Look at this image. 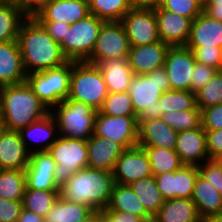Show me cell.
Wrapping results in <instances>:
<instances>
[{
  "label": "cell",
  "instance_id": "cell-1",
  "mask_svg": "<svg viewBox=\"0 0 222 222\" xmlns=\"http://www.w3.org/2000/svg\"><path fill=\"white\" fill-rule=\"evenodd\" d=\"M17 41L27 74L56 68L68 62L60 44L33 16H28L23 21Z\"/></svg>",
  "mask_w": 222,
  "mask_h": 222
},
{
  "label": "cell",
  "instance_id": "cell-2",
  "mask_svg": "<svg viewBox=\"0 0 222 222\" xmlns=\"http://www.w3.org/2000/svg\"><path fill=\"white\" fill-rule=\"evenodd\" d=\"M114 184L113 172L86 167L60 187V196L94 211H103L109 204Z\"/></svg>",
  "mask_w": 222,
  "mask_h": 222
},
{
  "label": "cell",
  "instance_id": "cell-3",
  "mask_svg": "<svg viewBox=\"0 0 222 222\" xmlns=\"http://www.w3.org/2000/svg\"><path fill=\"white\" fill-rule=\"evenodd\" d=\"M49 113L27 82L0 87V115L5 129L19 131Z\"/></svg>",
  "mask_w": 222,
  "mask_h": 222
},
{
  "label": "cell",
  "instance_id": "cell-4",
  "mask_svg": "<svg viewBox=\"0 0 222 222\" xmlns=\"http://www.w3.org/2000/svg\"><path fill=\"white\" fill-rule=\"evenodd\" d=\"M169 90L170 82L164 66L146 75H134L127 92L138 116L137 121L160 118L159 99L163 92Z\"/></svg>",
  "mask_w": 222,
  "mask_h": 222
},
{
  "label": "cell",
  "instance_id": "cell-5",
  "mask_svg": "<svg viewBox=\"0 0 222 222\" xmlns=\"http://www.w3.org/2000/svg\"><path fill=\"white\" fill-rule=\"evenodd\" d=\"M107 96L104 76L96 65L72 61L68 99L81 101L99 111Z\"/></svg>",
  "mask_w": 222,
  "mask_h": 222
},
{
  "label": "cell",
  "instance_id": "cell-6",
  "mask_svg": "<svg viewBox=\"0 0 222 222\" xmlns=\"http://www.w3.org/2000/svg\"><path fill=\"white\" fill-rule=\"evenodd\" d=\"M96 110L77 100L66 99L50 110L63 137L88 140L94 132Z\"/></svg>",
  "mask_w": 222,
  "mask_h": 222
},
{
  "label": "cell",
  "instance_id": "cell-7",
  "mask_svg": "<svg viewBox=\"0 0 222 222\" xmlns=\"http://www.w3.org/2000/svg\"><path fill=\"white\" fill-rule=\"evenodd\" d=\"M72 61L62 66L27 74L26 82L49 110L68 99Z\"/></svg>",
  "mask_w": 222,
  "mask_h": 222
},
{
  "label": "cell",
  "instance_id": "cell-8",
  "mask_svg": "<svg viewBox=\"0 0 222 222\" xmlns=\"http://www.w3.org/2000/svg\"><path fill=\"white\" fill-rule=\"evenodd\" d=\"M48 152L57 164L54 175L59 187H62L74 173L88 167L87 140L59 135Z\"/></svg>",
  "mask_w": 222,
  "mask_h": 222
},
{
  "label": "cell",
  "instance_id": "cell-9",
  "mask_svg": "<svg viewBox=\"0 0 222 222\" xmlns=\"http://www.w3.org/2000/svg\"><path fill=\"white\" fill-rule=\"evenodd\" d=\"M104 22L95 15L89 14L69 26L60 43L61 50L68 61L83 62L91 55Z\"/></svg>",
  "mask_w": 222,
  "mask_h": 222
},
{
  "label": "cell",
  "instance_id": "cell-10",
  "mask_svg": "<svg viewBox=\"0 0 222 222\" xmlns=\"http://www.w3.org/2000/svg\"><path fill=\"white\" fill-rule=\"evenodd\" d=\"M131 45L121 21L104 22L91 55L84 61L96 65L100 60L128 58Z\"/></svg>",
  "mask_w": 222,
  "mask_h": 222
},
{
  "label": "cell",
  "instance_id": "cell-11",
  "mask_svg": "<svg viewBox=\"0 0 222 222\" xmlns=\"http://www.w3.org/2000/svg\"><path fill=\"white\" fill-rule=\"evenodd\" d=\"M138 116H107L100 111L95 118L93 135L108 138L125 149L138 145Z\"/></svg>",
  "mask_w": 222,
  "mask_h": 222
},
{
  "label": "cell",
  "instance_id": "cell-12",
  "mask_svg": "<svg viewBox=\"0 0 222 222\" xmlns=\"http://www.w3.org/2000/svg\"><path fill=\"white\" fill-rule=\"evenodd\" d=\"M121 22L131 46L160 41L155 9L132 8Z\"/></svg>",
  "mask_w": 222,
  "mask_h": 222
},
{
  "label": "cell",
  "instance_id": "cell-13",
  "mask_svg": "<svg viewBox=\"0 0 222 222\" xmlns=\"http://www.w3.org/2000/svg\"><path fill=\"white\" fill-rule=\"evenodd\" d=\"M196 59L186 46L170 47L165 57V70L171 90L191 91L192 72Z\"/></svg>",
  "mask_w": 222,
  "mask_h": 222
},
{
  "label": "cell",
  "instance_id": "cell-14",
  "mask_svg": "<svg viewBox=\"0 0 222 222\" xmlns=\"http://www.w3.org/2000/svg\"><path fill=\"white\" fill-rule=\"evenodd\" d=\"M152 175L148 154L138 145L125 149L117 159L113 170L114 182L122 185H129Z\"/></svg>",
  "mask_w": 222,
  "mask_h": 222
},
{
  "label": "cell",
  "instance_id": "cell-15",
  "mask_svg": "<svg viewBox=\"0 0 222 222\" xmlns=\"http://www.w3.org/2000/svg\"><path fill=\"white\" fill-rule=\"evenodd\" d=\"M56 161L49 152H34L26 167V189L60 191L55 180Z\"/></svg>",
  "mask_w": 222,
  "mask_h": 222
},
{
  "label": "cell",
  "instance_id": "cell-16",
  "mask_svg": "<svg viewBox=\"0 0 222 222\" xmlns=\"http://www.w3.org/2000/svg\"><path fill=\"white\" fill-rule=\"evenodd\" d=\"M155 15L159 39L170 47L186 46L190 37L192 21L159 6L155 8Z\"/></svg>",
  "mask_w": 222,
  "mask_h": 222
},
{
  "label": "cell",
  "instance_id": "cell-17",
  "mask_svg": "<svg viewBox=\"0 0 222 222\" xmlns=\"http://www.w3.org/2000/svg\"><path fill=\"white\" fill-rule=\"evenodd\" d=\"M18 132L30 154L47 152L59 136L56 121L51 113L40 120L32 122Z\"/></svg>",
  "mask_w": 222,
  "mask_h": 222
},
{
  "label": "cell",
  "instance_id": "cell-18",
  "mask_svg": "<svg viewBox=\"0 0 222 222\" xmlns=\"http://www.w3.org/2000/svg\"><path fill=\"white\" fill-rule=\"evenodd\" d=\"M89 14L88 0H47L33 17L38 21H60L72 25Z\"/></svg>",
  "mask_w": 222,
  "mask_h": 222
},
{
  "label": "cell",
  "instance_id": "cell-19",
  "mask_svg": "<svg viewBox=\"0 0 222 222\" xmlns=\"http://www.w3.org/2000/svg\"><path fill=\"white\" fill-rule=\"evenodd\" d=\"M169 48L170 46L161 40L151 44L131 46L128 62L134 75H146L163 67Z\"/></svg>",
  "mask_w": 222,
  "mask_h": 222
},
{
  "label": "cell",
  "instance_id": "cell-20",
  "mask_svg": "<svg viewBox=\"0 0 222 222\" xmlns=\"http://www.w3.org/2000/svg\"><path fill=\"white\" fill-rule=\"evenodd\" d=\"M175 152L185 165L198 166L208 160L206 133L202 126L179 132Z\"/></svg>",
  "mask_w": 222,
  "mask_h": 222
},
{
  "label": "cell",
  "instance_id": "cell-21",
  "mask_svg": "<svg viewBox=\"0 0 222 222\" xmlns=\"http://www.w3.org/2000/svg\"><path fill=\"white\" fill-rule=\"evenodd\" d=\"M178 132L160 118L138 121V146L175 150Z\"/></svg>",
  "mask_w": 222,
  "mask_h": 222
},
{
  "label": "cell",
  "instance_id": "cell-22",
  "mask_svg": "<svg viewBox=\"0 0 222 222\" xmlns=\"http://www.w3.org/2000/svg\"><path fill=\"white\" fill-rule=\"evenodd\" d=\"M30 153L18 131L3 129L0 133V165L2 169L25 170Z\"/></svg>",
  "mask_w": 222,
  "mask_h": 222
},
{
  "label": "cell",
  "instance_id": "cell-23",
  "mask_svg": "<svg viewBox=\"0 0 222 222\" xmlns=\"http://www.w3.org/2000/svg\"><path fill=\"white\" fill-rule=\"evenodd\" d=\"M26 77L18 41L0 43V87L21 84Z\"/></svg>",
  "mask_w": 222,
  "mask_h": 222
},
{
  "label": "cell",
  "instance_id": "cell-24",
  "mask_svg": "<svg viewBox=\"0 0 222 222\" xmlns=\"http://www.w3.org/2000/svg\"><path fill=\"white\" fill-rule=\"evenodd\" d=\"M88 167L113 172L125 148L108 138L92 135L87 140Z\"/></svg>",
  "mask_w": 222,
  "mask_h": 222
},
{
  "label": "cell",
  "instance_id": "cell-25",
  "mask_svg": "<svg viewBox=\"0 0 222 222\" xmlns=\"http://www.w3.org/2000/svg\"><path fill=\"white\" fill-rule=\"evenodd\" d=\"M186 46L222 48V21L211 18L203 11L191 23L190 37Z\"/></svg>",
  "mask_w": 222,
  "mask_h": 222
},
{
  "label": "cell",
  "instance_id": "cell-26",
  "mask_svg": "<svg viewBox=\"0 0 222 222\" xmlns=\"http://www.w3.org/2000/svg\"><path fill=\"white\" fill-rule=\"evenodd\" d=\"M96 67L104 76L108 93L128 91L130 82L134 77L128 58L100 60Z\"/></svg>",
  "mask_w": 222,
  "mask_h": 222
},
{
  "label": "cell",
  "instance_id": "cell-27",
  "mask_svg": "<svg viewBox=\"0 0 222 222\" xmlns=\"http://www.w3.org/2000/svg\"><path fill=\"white\" fill-rule=\"evenodd\" d=\"M153 218L156 222H202L191 198L164 200Z\"/></svg>",
  "mask_w": 222,
  "mask_h": 222
},
{
  "label": "cell",
  "instance_id": "cell-28",
  "mask_svg": "<svg viewBox=\"0 0 222 222\" xmlns=\"http://www.w3.org/2000/svg\"><path fill=\"white\" fill-rule=\"evenodd\" d=\"M191 199L202 219L209 215L222 214L221 193L200 174L195 181Z\"/></svg>",
  "mask_w": 222,
  "mask_h": 222
},
{
  "label": "cell",
  "instance_id": "cell-29",
  "mask_svg": "<svg viewBox=\"0 0 222 222\" xmlns=\"http://www.w3.org/2000/svg\"><path fill=\"white\" fill-rule=\"evenodd\" d=\"M103 211H122L143 218L145 221L153 218L136 196L129 185L115 183L111 198Z\"/></svg>",
  "mask_w": 222,
  "mask_h": 222
},
{
  "label": "cell",
  "instance_id": "cell-30",
  "mask_svg": "<svg viewBox=\"0 0 222 222\" xmlns=\"http://www.w3.org/2000/svg\"><path fill=\"white\" fill-rule=\"evenodd\" d=\"M93 211L87 205L70 202L59 196L44 219L45 222H81Z\"/></svg>",
  "mask_w": 222,
  "mask_h": 222
},
{
  "label": "cell",
  "instance_id": "cell-31",
  "mask_svg": "<svg viewBox=\"0 0 222 222\" xmlns=\"http://www.w3.org/2000/svg\"><path fill=\"white\" fill-rule=\"evenodd\" d=\"M146 211L153 217L164 203V199L157 187L155 177L139 179L129 184Z\"/></svg>",
  "mask_w": 222,
  "mask_h": 222
},
{
  "label": "cell",
  "instance_id": "cell-32",
  "mask_svg": "<svg viewBox=\"0 0 222 222\" xmlns=\"http://www.w3.org/2000/svg\"><path fill=\"white\" fill-rule=\"evenodd\" d=\"M27 17L16 6L0 4V43L18 40L20 27Z\"/></svg>",
  "mask_w": 222,
  "mask_h": 222
},
{
  "label": "cell",
  "instance_id": "cell-33",
  "mask_svg": "<svg viewBox=\"0 0 222 222\" xmlns=\"http://www.w3.org/2000/svg\"><path fill=\"white\" fill-rule=\"evenodd\" d=\"M89 12L105 22L121 21L132 9L129 0H88Z\"/></svg>",
  "mask_w": 222,
  "mask_h": 222
},
{
  "label": "cell",
  "instance_id": "cell-34",
  "mask_svg": "<svg viewBox=\"0 0 222 222\" xmlns=\"http://www.w3.org/2000/svg\"><path fill=\"white\" fill-rule=\"evenodd\" d=\"M25 189L24 170L3 169L0 172V197L6 200L22 201Z\"/></svg>",
  "mask_w": 222,
  "mask_h": 222
},
{
  "label": "cell",
  "instance_id": "cell-35",
  "mask_svg": "<svg viewBox=\"0 0 222 222\" xmlns=\"http://www.w3.org/2000/svg\"><path fill=\"white\" fill-rule=\"evenodd\" d=\"M148 154L153 176L176 171L184 165L175 150L159 147H143Z\"/></svg>",
  "mask_w": 222,
  "mask_h": 222
},
{
  "label": "cell",
  "instance_id": "cell-36",
  "mask_svg": "<svg viewBox=\"0 0 222 222\" xmlns=\"http://www.w3.org/2000/svg\"><path fill=\"white\" fill-rule=\"evenodd\" d=\"M60 196V191L25 189L22 204L23 209L45 217Z\"/></svg>",
  "mask_w": 222,
  "mask_h": 222
},
{
  "label": "cell",
  "instance_id": "cell-37",
  "mask_svg": "<svg viewBox=\"0 0 222 222\" xmlns=\"http://www.w3.org/2000/svg\"><path fill=\"white\" fill-rule=\"evenodd\" d=\"M159 107L163 113L199 109L196 106L195 93L184 90H169L163 92L159 99Z\"/></svg>",
  "mask_w": 222,
  "mask_h": 222
},
{
  "label": "cell",
  "instance_id": "cell-38",
  "mask_svg": "<svg viewBox=\"0 0 222 222\" xmlns=\"http://www.w3.org/2000/svg\"><path fill=\"white\" fill-rule=\"evenodd\" d=\"M160 119L178 133L186 130H194L201 126V110L171 111L161 114Z\"/></svg>",
  "mask_w": 222,
  "mask_h": 222
},
{
  "label": "cell",
  "instance_id": "cell-39",
  "mask_svg": "<svg viewBox=\"0 0 222 222\" xmlns=\"http://www.w3.org/2000/svg\"><path fill=\"white\" fill-rule=\"evenodd\" d=\"M196 106L201 110L222 104V72L219 70L200 90L195 93Z\"/></svg>",
  "mask_w": 222,
  "mask_h": 222
},
{
  "label": "cell",
  "instance_id": "cell-40",
  "mask_svg": "<svg viewBox=\"0 0 222 222\" xmlns=\"http://www.w3.org/2000/svg\"><path fill=\"white\" fill-rule=\"evenodd\" d=\"M99 111L107 116H137L132 105L130 94L127 91L108 93Z\"/></svg>",
  "mask_w": 222,
  "mask_h": 222
},
{
  "label": "cell",
  "instance_id": "cell-41",
  "mask_svg": "<svg viewBox=\"0 0 222 222\" xmlns=\"http://www.w3.org/2000/svg\"><path fill=\"white\" fill-rule=\"evenodd\" d=\"M199 174L195 165H182L175 171L176 198H191Z\"/></svg>",
  "mask_w": 222,
  "mask_h": 222
},
{
  "label": "cell",
  "instance_id": "cell-42",
  "mask_svg": "<svg viewBox=\"0 0 222 222\" xmlns=\"http://www.w3.org/2000/svg\"><path fill=\"white\" fill-rule=\"evenodd\" d=\"M159 7L191 21L203 12L202 0H161Z\"/></svg>",
  "mask_w": 222,
  "mask_h": 222
},
{
  "label": "cell",
  "instance_id": "cell-43",
  "mask_svg": "<svg viewBox=\"0 0 222 222\" xmlns=\"http://www.w3.org/2000/svg\"><path fill=\"white\" fill-rule=\"evenodd\" d=\"M194 53L196 62L211 66L218 71L222 68V48L205 46H186Z\"/></svg>",
  "mask_w": 222,
  "mask_h": 222
},
{
  "label": "cell",
  "instance_id": "cell-44",
  "mask_svg": "<svg viewBox=\"0 0 222 222\" xmlns=\"http://www.w3.org/2000/svg\"><path fill=\"white\" fill-rule=\"evenodd\" d=\"M199 174L222 194V166L216 159H208L198 165Z\"/></svg>",
  "mask_w": 222,
  "mask_h": 222
},
{
  "label": "cell",
  "instance_id": "cell-45",
  "mask_svg": "<svg viewBox=\"0 0 222 222\" xmlns=\"http://www.w3.org/2000/svg\"><path fill=\"white\" fill-rule=\"evenodd\" d=\"M201 126L205 131L222 129V104L201 109Z\"/></svg>",
  "mask_w": 222,
  "mask_h": 222
},
{
  "label": "cell",
  "instance_id": "cell-46",
  "mask_svg": "<svg viewBox=\"0 0 222 222\" xmlns=\"http://www.w3.org/2000/svg\"><path fill=\"white\" fill-rule=\"evenodd\" d=\"M217 71V69L211 66H206L204 64L196 62L191 77V92L196 93L203 86H205L206 83L211 80V78L215 75Z\"/></svg>",
  "mask_w": 222,
  "mask_h": 222
},
{
  "label": "cell",
  "instance_id": "cell-47",
  "mask_svg": "<svg viewBox=\"0 0 222 222\" xmlns=\"http://www.w3.org/2000/svg\"><path fill=\"white\" fill-rule=\"evenodd\" d=\"M23 209L22 201L0 197V222H16Z\"/></svg>",
  "mask_w": 222,
  "mask_h": 222
},
{
  "label": "cell",
  "instance_id": "cell-48",
  "mask_svg": "<svg viewBox=\"0 0 222 222\" xmlns=\"http://www.w3.org/2000/svg\"><path fill=\"white\" fill-rule=\"evenodd\" d=\"M157 187L164 200L176 198L175 191V171L162 173L154 176Z\"/></svg>",
  "mask_w": 222,
  "mask_h": 222
},
{
  "label": "cell",
  "instance_id": "cell-49",
  "mask_svg": "<svg viewBox=\"0 0 222 222\" xmlns=\"http://www.w3.org/2000/svg\"><path fill=\"white\" fill-rule=\"evenodd\" d=\"M205 133L209 159H215L222 153V129Z\"/></svg>",
  "mask_w": 222,
  "mask_h": 222
},
{
  "label": "cell",
  "instance_id": "cell-50",
  "mask_svg": "<svg viewBox=\"0 0 222 222\" xmlns=\"http://www.w3.org/2000/svg\"><path fill=\"white\" fill-rule=\"evenodd\" d=\"M48 34L57 42L61 43L69 30L70 24L60 21H39Z\"/></svg>",
  "mask_w": 222,
  "mask_h": 222
},
{
  "label": "cell",
  "instance_id": "cell-51",
  "mask_svg": "<svg viewBox=\"0 0 222 222\" xmlns=\"http://www.w3.org/2000/svg\"><path fill=\"white\" fill-rule=\"evenodd\" d=\"M104 222H145L141 217L122 211H103Z\"/></svg>",
  "mask_w": 222,
  "mask_h": 222
},
{
  "label": "cell",
  "instance_id": "cell-52",
  "mask_svg": "<svg viewBox=\"0 0 222 222\" xmlns=\"http://www.w3.org/2000/svg\"><path fill=\"white\" fill-rule=\"evenodd\" d=\"M202 7L211 18L222 21V0H202Z\"/></svg>",
  "mask_w": 222,
  "mask_h": 222
},
{
  "label": "cell",
  "instance_id": "cell-53",
  "mask_svg": "<svg viewBox=\"0 0 222 222\" xmlns=\"http://www.w3.org/2000/svg\"><path fill=\"white\" fill-rule=\"evenodd\" d=\"M47 0H21L20 9L27 16H34V14L46 3Z\"/></svg>",
  "mask_w": 222,
  "mask_h": 222
},
{
  "label": "cell",
  "instance_id": "cell-54",
  "mask_svg": "<svg viewBox=\"0 0 222 222\" xmlns=\"http://www.w3.org/2000/svg\"><path fill=\"white\" fill-rule=\"evenodd\" d=\"M16 222H45V219L33 211L22 209Z\"/></svg>",
  "mask_w": 222,
  "mask_h": 222
},
{
  "label": "cell",
  "instance_id": "cell-55",
  "mask_svg": "<svg viewBox=\"0 0 222 222\" xmlns=\"http://www.w3.org/2000/svg\"><path fill=\"white\" fill-rule=\"evenodd\" d=\"M132 8L155 9L161 0H129Z\"/></svg>",
  "mask_w": 222,
  "mask_h": 222
},
{
  "label": "cell",
  "instance_id": "cell-56",
  "mask_svg": "<svg viewBox=\"0 0 222 222\" xmlns=\"http://www.w3.org/2000/svg\"><path fill=\"white\" fill-rule=\"evenodd\" d=\"M81 222H104V212L93 211L86 219Z\"/></svg>",
  "mask_w": 222,
  "mask_h": 222
},
{
  "label": "cell",
  "instance_id": "cell-57",
  "mask_svg": "<svg viewBox=\"0 0 222 222\" xmlns=\"http://www.w3.org/2000/svg\"><path fill=\"white\" fill-rule=\"evenodd\" d=\"M202 222H222V214L206 216L202 219Z\"/></svg>",
  "mask_w": 222,
  "mask_h": 222
},
{
  "label": "cell",
  "instance_id": "cell-58",
  "mask_svg": "<svg viewBox=\"0 0 222 222\" xmlns=\"http://www.w3.org/2000/svg\"><path fill=\"white\" fill-rule=\"evenodd\" d=\"M20 2H21V0H0V4L13 5V6H16L18 8H20Z\"/></svg>",
  "mask_w": 222,
  "mask_h": 222
},
{
  "label": "cell",
  "instance_id": "cell-59",
  "mask_svg": "<svg viewBox=\"0 0 222 222\" xmlns=\"http://www.w3.org/2000/svg\"><path fill=\"white\" fill-rule=\"evenodd\" d=\"M217 161H218V163L222 166V153L218 156V157H216L215 158Z\"/></svg>",
  "mask_w": 222,
  "mask_h": 222
},
{
  "label": "cell",
  "instance_id": "cell-60",
  "mask_svg": "<svg viewBox=\"0 0 222 222\" xmlns=\"http://www.w3.org/2000/svg\"><path fill=\"white\" fill-rule=\"evenodd\" d=\"M3 129H4V127H3V120H2V117L0 115V133L2 132Z\"/></svg>",
  "mask_w": 222,
  "mask_h": 222
},
{
  "label": "cell",
  "instance_id": "cell-61",
  "mask_svg": "<svg viewBox=\"0 0 222 222\" xmlns=\"http://www.w3.org/2000/svg\"><path fill=\"white\" fill-rule=\"evenodd\" d=\"M145 222H156V221L154 220V218H151L149 220H146Z\"/></svg>",
  "mask_w": 222,
  "mask_h": 222
}]
</instances>
